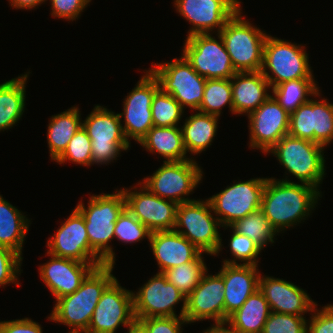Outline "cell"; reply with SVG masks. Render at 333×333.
Listing matches in <instances>:
<instances>
[{
    "label": "cell",
    "instance_id": "obj_1",
    "mask_svg": "<svg viewBox=\"0 0 333 333\" xmlns=\"http://www.w3.org/2000/svg\"><path fill=\"white\" fill-rule=\"evenodd\" d=\"M320 195L319 189L308 184L267 178L260 210L279 233L306 220Z\"/></svg>",
    "mask_w": 333,
    "mask_h": 333
},
{
    "label": "cell",
    "instance_id": "obj_2",
    "mask_svg": "<svg viewBox=\"0 0 333 333\" xmlns=\"http://www.w3.org/2000/svg\"><path fill=\"white\" fill-rule=\"evenodd\" d=\"M114 265L95 268L72 294L56 300L48 320L69 326V333H84L105 289L116 279Z\"/></svg>",
    "mask_w": 333,
    "mask_h": 333
},
{
    "label": "cell",
    "instance_id": "obj_3",
    "mask_svg": "<svg viewBox=\"0 0 333 333\" xmlns=\"http://www.w3.org/2000/svg\"><path fill=\"white\" fill-rule=\"evenodd\" d=\"M113 194H100L89 197L88 207L81 202L76 209L84 217V223L92 250L105 264L114 265L115 253L109 242L114 239L115 222L126 208L122 189Z\"/></svg>",
    "mask_w": 333,
    "mask_h": 333
},
{
    "label": "cell",
    "instance_id": "obj_4",
    "mask_svg": "<svg viewBox=\"0 0 333 333\" xmlns=\"http://www.w3.org/2000/svg\"><path fill=\"white\" fill-rule=\"evenodd\" d=\"M240 7L219 33L236 72L260 71L263 63L265 31L253 26L241 15Z\"/></svg>",
    "mask_w": 333,
    "mask_h": 333
},
{
    "label": "cell",
    "instance_id": "obj_5",
    "mask_svg": "<svg viewBox=\"0 0 333 333\" xmlns=\"http://www.w3.org/2000/svg\"><path fill=\"white\" fill-rule=\"evenodd\" d=\"M323 151L321 144L286 135L268 153L298 181L318 189L326 171Z\"/></svg>",
    "mask_w": 333,
    "mask_h": 333
},
{
    "label": "cell",
    "instance_id": "obj_6",
    "mask_svg": "<svg viewBox=\"0 0 333 333\" xmlns=\"http://www.w3.org/2000/svg\"><path fill=\"white\" fill-rule=\"evenodd\" d=\"M211 211L213 209L208 199L178 204L174 231L184 236L201 252L218 256L223 246L218 231L222 225L217 217H213Z\"/></svg>",
    "mask_w": 333,
    "mask_h": 333
},
{
    "label": "cell",
    "instance_id": "obj_7",
    "mask_svg": "<svg viewBox=\"0 0 333 333\" xmlns=\"http://www.w3.org/2000/svg\"><path fill=\"white\" fill-rule=\"evenodd\" d=\"M308 59L303 45H297L268 34L264 44L263 63L260 71L269 82L270 87L289 80L314 78Z\"/></svg>",
    "mask_w": 333,
    "mask_h": 333
},
{
    "label": "cell",
    "instance_id": "obj_8",
    "mask_svg": "<svg viewBox=\"0 0 333 333\" xmlns=\"http://www.w3.org/2000/svg\"><path fill=\"white\" fill-rule=\"evenodd\" d=\"M121 122L118 113L100 105L82 121V127L91 139L93 164H108L116 160L121 151L131 147Z\"/></svg>",
    "mask_w": 333,
    "mask_h": 333
},
{
    "label": "cell",
    "instance_id": "obj_9",
    "mask_svg": "<svg viewBox=\"0 0 333 333\" xmlns=\"http://www.w3.org/2000/svg\"><path fill=\"white\" fill-rule=\"evenodd\" d=\"M152 66L148 70L158 80L164 93L173 96L183 109L187 106L199 110L207 79L200 76L183 55L180 59Z\"/></svg>",
    "mask_w": 333,
    "mask_h": 333
},
{
    "label": "cell",
    "instance_id": "obj_10",
    "mask_svg": "<svg viewBox=\"0 0 333 333\" xmlns=\"http://www.w3.org/2000/svg\"><path fill=\"white\" fill-rule=\"evenodd\" d=\"M150 177L147 176L141 184L154 195L181 204L193 201L187 196L191 194L203 178V171L193 159L186 161H163Z\"/></svg>",
    "mask_w": 333,
    "mask_h": 333
},
{
    "label": "cell",
    "instance_id": "obj_11",
    "mask_svg": "<svg viewBox=\"0 0 333 333\" xmlns=\"http://www.w3.org/2000/svg\"><path fill=\"white\" fill-rule=\"evenodd\" d=\"M218 38L211 33L193 34L186 38L181 55L206 79H231L236 71L220 34Z\"/></svg>",
    "mask_w": 333,
    "mask_h": 333
},
{
    "label": "cell",
    "instance_id": "obj_12",
    "mask_svg": "<svg viewBox=\"0 0 333 333\" xmlns=\"http://www.w3.org/2000/svg\"><path fill=\"white\" fill-rule=\"evenodd\" d=\"M267 178L236 182L208 198L222 227H228L261 208Z\"/></svg>",
    "mask_w": 333,
    "mask_h": 333
},
{
    "label": "cell",
    "instance_id": "obj_13",
    "mask_svg": "<svg viewBox=\"0 0 333 333\" xmlns=\"http://www.w3.org/2000/svg\"><path fill=\"white\" fill-rule=\"evenodd\" d=\"M179 301H183V305L180 315H176L174 307ZM133 309L135 319L184 317L186 296L158 272L136 294L133 292Z\"/></svg>",
    "mask_w": 333,
    "mask_h": 333
},
{
    "label": "cell",
    "instance_id": "obj_14",
    "mask_svg": "<svg viewBox=\"0 0 333 333\" xmlns=\"http://www.w3.org/2000/svg\"><path fill=\"white\" fill-rule=\"evenodd\" d=\"M160 89L158 80L153 74L146 73L137 82L136 87L123 101V112L118 113L124 127H122L126 139H134L137 143L154 126L152 119V100L155 93Z\"/></svg>",
    "mask_w": 333,
    "mask_h": 333
},
{
    "label": "cell",
    "instance_id": "obj_15",
    "mask_svg": "<svg viewBox=\"0 0 333 333\" xmlns=\"http://www.w3.org/2000/svg\"><path fill=\"white\" fill-rule=\"evenodd\" d=\"M134 319L133 291L120 286L116 278L103 292L84 333H116Z\"/></svg>",
    "mask_w": 333,
    "mask_h": 333
},
{
    "label": "cell",
    "instance_id": "obj_16",
    "mask_svg": "<svg viewBox=\"0 0 333 333\" xmlns=\"http://www.w3.org/2000/svg\"><path fill=\"white\" fill-rule=\"evenodd\" d=\"M288 135L329 145L333 141V104L323 98L299 106L290 114Z\"/></svg>",
    "mask_w": 333,
    "mask_h": 333
},
{
    "label": "cell",
    "instance_id": "obj_17",
    "mask_svg": "<svg viewBox=\"0 0 333 333\" xmlns=\"http://www.w3.org/2000/svg\"><path fill=\"white\" fill-rule=\"evenodd\" d=\"M137 191L134 186L122 189L126 199L127 209L140 220L151 232L173 231L176 223V210L178 204L154 195L146 186ZM131 189H135L134 191Z\"/></svg>",
    "mask_w": 333,
    "mask_h": 333
},
{
    "label": "cell",
    "instance_id": "obj_18",
    "mask_svg": "<svg viewBox=\"0 0 333 333\" xmlns=\"http://www.w3.org/2000/svg\"><path fill=\"white\" fill-rule=\"evenodd\" d=\"M62 223L47 241V256L53 255L83 263H104L90 247L84 217L76 208Z\"/></svg>",
    "mask_w": 333,
    "mask_h": 333
},
{
    "label": "cell",
    "instance_id": "obj_19",
    "mask_svg": "<svg viewBox=\"0 0 333 333\" xmlns=\"http://www.w3.org/2000/svg\"><path fill=\"white\" fill-rule=\"evenodd\" d=\"M240 3L239 0H174V7L192 25L187 34L189 37L215 29L219 33L241 7Z\"/></svg>",
    "mask_w": 333,
    "mask_h": 333
},
{
    "label": "cell",
    "instance_id": "obj_20",
    "mask_svg": "<svg viewBox=\"0 0 333 333\" xmlns=\"http://www.w3.org/2000/svg\"><path fill=\"white\" fill-rule=\"evenodd\" d=\"M251 148L264 154L283 137L288 135L290 114L275 100L273 95L248 115Z\"/></svg>",
    "mask_w": 333,
    "mask_h": 333
},
{
    "label": "cell",
    "instance_id": "obj_21",
    "mask_svg": "<svg viewBox=\"0 0 333 333\" xmlns=\"http://www.w3.org/2000/svg\"><path fill=\"white\" fill-rule=\"evenodd\" d=\"M224 287V280L219 272L214 275L205 273L186 297L184 318L187 322L212 319L215 323H224Z\"/></svg>",
    "mask_w": 333,
    "mask_h": 333
},
{
    "label": "cell",
    "instance_id": "obj_22",
    "mask_svg": "<svg viewBox=\"0 0 333 333\" xmlns=\"http://www.w3.org/2000/svg\"><path fill=\"white\" fill-rule=\"evenodd\" d=\"M50 256L49 262L40 265L38 270L40 278L56 300L74 293L95 268L104 265Z\"/></svg>",
    "mask_w": 333,
    "mask_h": 333
},
{
    "label": "cell",
    "instance_id": "obj_23",
    "mask_svg": "<svg viewBox=\"0 0 333 333\" xmlns=\"http://www.w3.org/2000/svg\"><path fill=\"white\" fill-rule=\"evenodd\" d=\"M259 290L266 298L271 312L304 317L311 312L316 303L294 283L264 275L259 277Z\"/></svg>",
    "mask_w": 333,
    "mask_h": 333
},
{
    "label": "cell",
    "instance_id": "obj_24",
    "mask_svg": "<svg viewBox=\"0 0 333 333\" xmlns=\"http://www.w3.org/2000/svg\"><path fill=\"white\" fill-rule=\"evenodd\" d=\"M258 266L223 263L219 273L224 280V323L248 297L259 289Z\"/></svg>",
    "mask_w": 333,
    "mask_h": 333
},
{
    "label": "cell",
    "instance_id": "obj_25",
    "mask_svg": "<svg viewBox=\"0 0 333 333\" xmlns=\"http://www.w3.org/2000/svg\"><path fill=\"white\" fill-rule=\"evenodd\" d=\"M150 246L159 266V273L193 261L201 251L176 231L152 232Z\"/></svg>",
    "mask_w": 333,
    "mask_h": 333
},
{
    "label": "cell",
    "instance_id": "obj_26",
    "mask_svg": "<svg viewBox=\"0 0 333 333\" xmlns=\"http://www.w3.org/2000/svg\"><path fill=\"white\" fill-rule=\"evenodd\" d=\"M233 114L248 116L264 103L271 94L269 82L261 71L236 72L231 78Z\"/></svg>",
    "mask_w": 333,
    "mask_h": 333
},
{
    "label": "cell",
    "instance_id": "obj_27",
    "mask_svg": "<svg viewBox=\"0 0 333 333\" xmlns=\"http://www.w3.org/2000/svg\"><path fill=\"white\" fill-rule=\"evenodd\" d=\"M150 153H158L164 161H186L187 151L183 142L182 130L178 126H153L139 142Z\"/></svg>",
    "mask_w": 333,
    "mask_h": 333
},
{
    "label": "cell",
    "instance_id": "obj_28",
    "mask_svg": "<svg viewBox=\"0 0 333 333\" xmlns=\"http://www.w3.org/2000/svg\"><path fill=\"white\" fill-rule=\"evenodd\" d=\"M270 313L269 304L258 289L228 317L226 323L235 333H262Z\"/></svg>",
    "mask_w": 333,
    "mask_h": 333
},
{
    "label": "cell",
    "instance_id": "obj_29",
    "mask_svg": "<svg viewBox=\"0 0 333 333\" xmlns=\"http://www.w3.org/2000/svg\"><path fill=\"white\" fill-rule=\"evenodd\" d=\"M30 71L0 84V131L13 127L25 108L26 81Z\"/></svg>",
    "mask_w": 333,
    "mask_h": 333
},
{
    "label": "cell",
    "instance_id": "obj_30",
    "mask_svg": "<svg viewBox=\"0 0 333 333\" xmlns=\"http://www.w3.org/2000/svg\"><path fill=\"white\" fill-rule=\"evenodd\" d=\"M219 116L197 112L185 119L182 126L183 142L187 152L200 154L216 136Z\"/></svg>",
    "mask_w": 333,
    "mask_h": 333
},
{
    "label": "cell",
    "instance_id": "obj_31",
    "mask_svg": "<svg viewBox=\"0 0 333 333\" xmlns=\"http://www.w3.org/2000/svg\"><path fill=\"white\" fill-rule=\"evenodd\" d=\"M30 220L0 195V246L22 257L23 243Z\"/></svg>",
    "mask_w": 333,
    "mask_h": 333
},
{
    "label": "cell",
    "instance_id": "obj_32",
    "mask_svg": "<svg viewBox=\"0 0 333 333\" xmlns=\"http://www.w3.org/2000/svg\"><path fill=\"white\" fill-rule=\"evenodd\" d=\"M78 107H72L50 118L47 130V141L50 157L55 161L67 148L69 141L82 127Z\"/></svg>",
    "mask_w": 333,
    "mask_h": 333
},
{
    "label": "cell",
    "instance_id": "obj_33",
    "mask_svg": "<svg viewBox=\"0 0 333 333\" xmlns=\"http://www.w3.org/2000/svg\"><path fill=\"white\" fill-rule=\"evenodd\" d=\"M314 78L294 79L271 87L275 100L288 113L292 114L302 104L308 102V96H320Z\"/></svg>",
    "mask_w": 333,
    "mask_h": 333
},
{
    "label": "cell",
    "instance_id": "obj_34",
    "mask_svg": "<svg viewBox=\"0 0 333 333\" xmlns=\"http://www.w3.org/2000/svg\"><path fill=\"white\" fill-rule=\"evenodd\" d=\"M201 252L193 261L175 266L163 272L169 283H172L186 297L202 280L208 269Z\"/></svg>",
    "mask_w": 333,
    "mask_h": 333
},
{
    "label": "cell",
    "instance_id": "obj_35",
    "mask_svg": "<svg viewBox=\"0 0 333 333\" xmlns=\"http://www.w3.org/2000/svg\"><path fill=\"white\" fill-rule=\"evenodd\" d=\"M227 104L233 114L231 79H207L198 111L220 117L222 108Z\"/></svg>",
    "mask_w": 333,
    "mask_h": 333
},
{
    "label": "cell",
    "instance_id": "obj_36",
    "mask_svg": "<svg viewBox=\"0 0 333 333\" xmlns=\"http://www.w3.org/2000/svg\"><path fill=\"white\" fill-rule=\"evenodd\" d=\"M231 227L240 234L249 237L262 249L266 247L268 242L274 243V237L277 234L261 210L248 214L232 224Z\"/></svg>",
    "mask_w": 333,
    "mask_h": 333
},
{
    "label": "cell",
    "instance_id": "obj_37",
    "mask_svg": "<svg viewBox=\"0 0 333 333\" xmlns=\"http://www.w3.org/2000/svg\"><path fill=\"white\" fill-rule=\"evenodd\" d=\"M153 125L156 127L178 126L184 109L170 94L159 89L151 105Z\"/></svg>",
    "mask_w": 333,
    "mask_h": 333
},
{
    "label": "cell",
    "instance_id": "obj_38",
    "mask_svg": "<svg viewBox=\"0 0 333 333\" xmlns=\"http://www.w3.org/2000/svg\"><path fill=\"white\" fill-rule=\"evenodd\" d=\"M231 228L232 235L230 239V252L233 260L224 259L223 263L239 264L236 261H241L243 265H258V255L261 253L262 248L251 240L249 237L235 231L231 226L224 227V229Z\"/></svg>",
    "mask_w": 333,
    "mask_h": 333
},
{
    "label": "cell",
    "instance_id": "obj_39",
    "mask_svg": "<svg viewBox=\"0 0 333 333\" xmlns=\"http://www.w3.org/2000/svg\"><path fill=\"white\" fill-rule=\"evenodd\" d=\"M91 148V139L84 128L81 127L69 141L64 152L55 161L58 164H64L69 160L82 166H92Z\"/></svg>",
    "mask_w": 333,
    "mask_h": 333
},
{
    "label": "cell",
    "instance_id": "obj_40",
    "mask_svg": "<svg viewBox=\"0 0 333 333\" xmlns=\"http://www.w3.org/2000/svg\"><path fill=\"white\" fill-rule=\"evenodd\" d=\"M151 231L127 209L122 211L115 222L114 238L123 243H135L147 237L148 241Z\"/></svg>",
    "mask_w": 333,
    "mask_h": 333
},
{
    "label": "cell",
    "instance_id": "obj_41",
    "mask_svg": "<svg viewBox=\"0 0 333 333\" xmlns=\"http://www.w3.org/2000/svg\"><path fill=\"white\" fill-rule=\"evenodd\" d=\"M306 317L271 312L262 333H307Z\"/></svg>",
    "mask_w": 333,
    "mask_h": 333
},
{
    "label": "cell",
    "instance_id": "obj_42",
    "mask_svg": "<svg viewBox=\"0 0 333 333\" xmlns=\"http://www.w3.org/2000/svg\"><path fill=\"white\" fill-rule=\"evenodd\" d=\"M22 257L13 250L0 246V286L13 284L19 287L18 274L21 273ZM20 272V273H19Z\"/></svg>",
    "mask_w": 333,
    "mask_h": 333
},
{
    "label": "cell",
    "instance_id": "obj_43",
    "mask_svg": "<svg viewBox=\"0 0 333 333\" xmlns=\"http://www.w3.org/2000/svg\"><path fill=\"white\" fill-rule=\"evenodd\" d=\"M148 333H182V324H189L184 317H156L138 319Z\"/></svg>",
    "mask_w": 333,
    "mask_h": 333
},
{
    "label": "cell",
    "instance_id": "obj_44",
    "mask_svg": "<svg viewBox=\"0 0 333 333\" xmlns=\"http://www.w3.org/2000/svg\"><path fill=\"white\" fill-rule=\"evenodd\" d=\"M51 15L55 18L76 20L91 0H50Z\"/></svg>",
    "mask_w": 333,
    "mask_h": 333
},
{
    "label": "cell",
    "instance_id": "obj_45",
    "mask_svg": "<svg viewBox=\"0 0 333 333\" xmlns=\"http://www.w3.org/2000/svg\"><path fill=\"white\" fill-rule=\"evenodd\" d=\"M316 306L307 323V333H333V305L327 304L321 310H317Z\"/></svg>",
    "mask_w": 333,
    "mask_h": 333
},
{
    "label": "cell",
    "instance_id": "obj_46",
    "mask_svg": "<svg viewBox=\"0 0 333 333\" xmlns=\"http://www.w3.org/2000/svg\"><path fill=\"white\" fill-rule=\"evenodd\" d=\"M42 327L37 322L22 318L0 322V333H42Z\"/></svg>",
    "mask_w": 333,
    "mask_h": 333
},
{
    "label": "cell",
    "instance_id": "obj_47",
    "mask_svg": "<svg viewBox=\"0 0 333 333\" xmlns=\"http://www.w3.org/2000/svg\"><path fill=\"white\" fill-rule=\"evenodd\" d=\"M47 0H9L11 6L16 9H33Z\"/></svg>",
    "mask_w": 333,
    "mask_h": 333
},
{
    "label": "cell",
    "instance_id": "obj_48",
    "mask_svg": "<svg viewBox=\"0 0 333 333\" xmlns=\"http://www.w3.org/2000/svg\"><path fill=\"white\" fill-rule=\"evenodd\" d=\"M203 333H235V332L225 322V323H215L214 325H211L209 329L203 331Z\"/></svg>",
    "mask_w": 333,
    "mask_h": 333
},
{
    "label": "cell",
    "instance_id": "obj_49",
    "mask_svg": "<svg viewBox=\"0 0 333 333\" xmlns=\"http://www.w3.org/2000/svg\"><path fill=\"white\" fill-rule=\"evenodd\" d=\"M127 328L129 331L126 333H148L146 327L138 319H134Z\"/></svg>",
    "mask_w": 333,
    "mask_h": 333
}]
</instances>
